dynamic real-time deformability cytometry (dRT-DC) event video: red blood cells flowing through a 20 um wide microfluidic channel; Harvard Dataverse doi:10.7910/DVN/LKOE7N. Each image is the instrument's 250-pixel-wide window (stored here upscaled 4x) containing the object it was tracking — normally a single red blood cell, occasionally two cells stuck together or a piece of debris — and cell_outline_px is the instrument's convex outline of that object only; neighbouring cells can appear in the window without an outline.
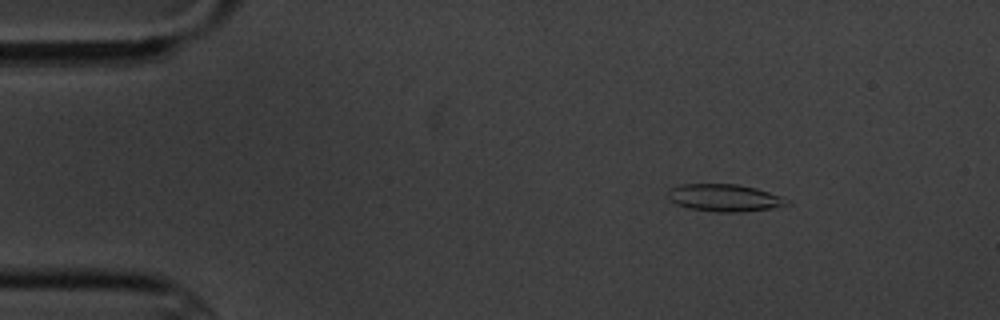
{"species": "common noctule bat (a hibernating species)", "species_latin": "Nyctalus noctula", "temperature_condition": "cold", "stored_images_in_passage": 10, "camera_frame_rate_fps": 3000, "um_per_image_px": 0.085, "animal": {"sex": "male", "body_mass_g": 20.1, "forearm_length_mm": 53.5}, "frame": {"image": 1, "passage_image": 1, "time_ms": 0.0, "image_size_px": [1000, 320], "cell_outline_px": [[792, 204], [772, 208], [744, 212], [716, 212], [688, 208], [676, 204], [668, 196], [668, 192], [672, 188], [680, 184], [736, 184], [756, 188], [792, 200]], "centroid_in_image_um": [61.64, 16.82], "position_along_channel_um": 23.4, "area_um2": 19.02}}
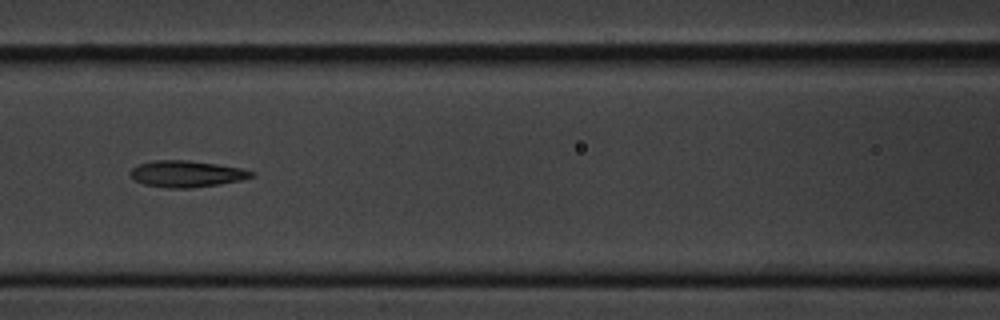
{"frame": {"image": 2, "passage_image": 6, "time_ms": 5.667, "image_size_px": [1000, 320], "cell_outline_px": [[256, 172], [252, 176], [240, 180], [192, 188], [168, 188], [144, 184], [136, 180], [128, 172], [132, 168], [140, 164], [156, 160], [188, 160], [216, 164], [240, 168]], "centroid_in_image_um": [15.84, 14.77], "position_along_channel_um": 150.8, "area_um2": 18.38}}
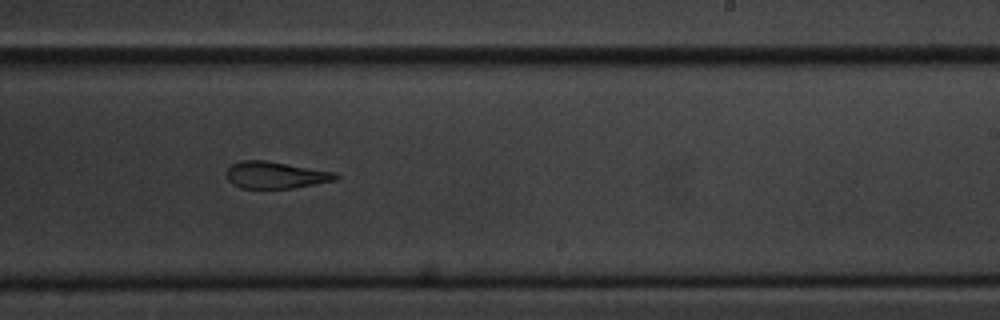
{"frame": {"image": 3, "passage_image": 9, "time_ms": 9.0, "image_size_px": [1000, 320], "cell_outline_px": [[340, 176], [336, 180], [292, 188], [240, 188], [232, 184], [228, 180], [228, 168], [232, 164], [240, 160], [264, 160], [336, 172]], "centroid_in_image_um": [23.43, 14.88], "position_along_channel_um": 265.6, "area_um2": 16.99}}